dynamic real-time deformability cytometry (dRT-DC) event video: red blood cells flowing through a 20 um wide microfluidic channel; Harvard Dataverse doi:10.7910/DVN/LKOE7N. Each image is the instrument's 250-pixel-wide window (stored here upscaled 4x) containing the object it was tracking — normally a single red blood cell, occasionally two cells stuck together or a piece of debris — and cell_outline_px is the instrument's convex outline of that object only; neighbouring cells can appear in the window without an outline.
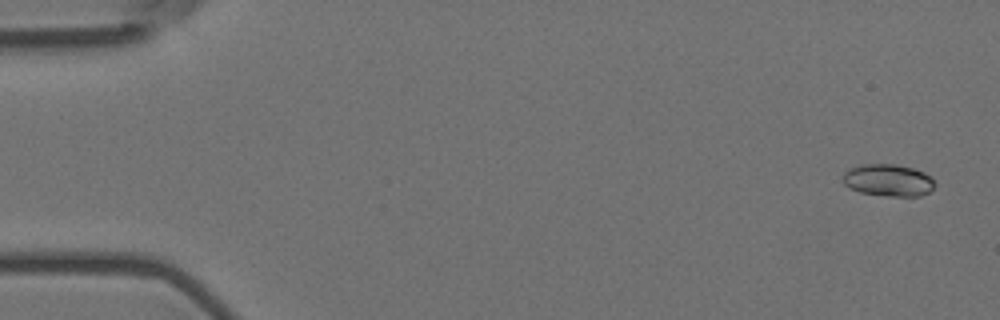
{"species": "Egyptian fruit bat (a non-hibernating species)", "species_latin": "Rousettus aegyptiacus", "temperature_condition": "room temperature", "stored_images_in_passage": 24, "camera_frame_rate_fps": 3000, "um_per_image_px": 0.085, "animal": {"sex": "female"}, "frame": {"image": 1, "passage_image": 3, "time_ms": 0.667, "image_size_px": [1000, 320], "cell_outline_px": [[936, 184], [928, 192], [920, 196], [888, 196], [860, 192], [848, 188], [844, 184], [844, 172], [860, 164], [896, 164], [912, 168], [924, 172], [932, 176]], "centroid_in_image_um": [75.52, 15.32], "position_along_channel_um": 9.5, "area_um2": 17.22}}
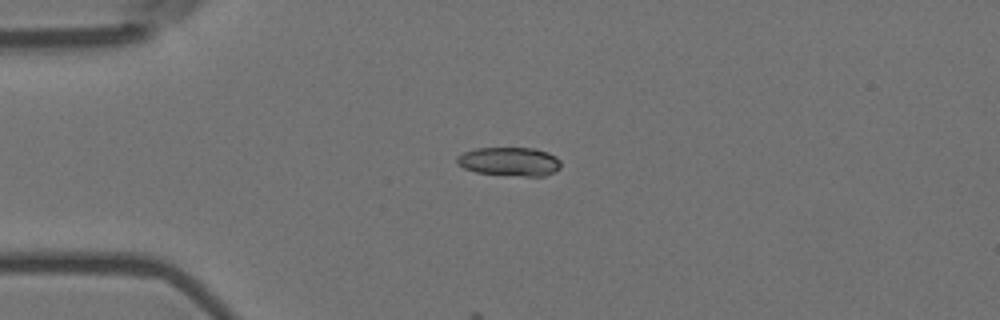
{"frame": {"image": 2, "passage_image": 15, "time_ms": 4.667, "image_size_px": [1000, 320], "cell_outline_px": [[560, 168], [556, 172], [544, 176], [524, 176], [476, 172], [464, 168], [456, 164], [456, 156], [464, 152], [476, 148], [536, 148], [548, 152], [556, 156], [560, 160]], "centroid_in_image_um": [43.33, 13.73], "position_along_channel_um": 41.7, "area_um2": 17.57}}